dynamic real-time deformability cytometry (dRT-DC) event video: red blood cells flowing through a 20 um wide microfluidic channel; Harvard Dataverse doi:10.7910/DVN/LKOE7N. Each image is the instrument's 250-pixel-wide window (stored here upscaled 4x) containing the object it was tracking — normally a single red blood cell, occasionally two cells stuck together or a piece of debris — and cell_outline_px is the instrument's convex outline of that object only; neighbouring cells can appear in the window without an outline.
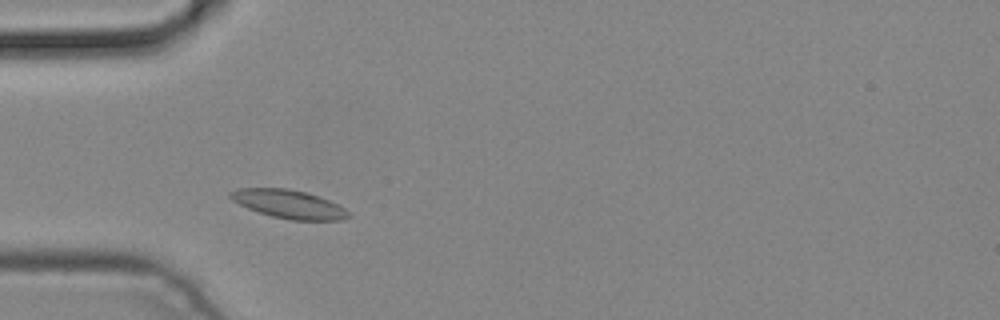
{"species": "common noctule bat (a hibernating species)", "species_latin": "Nyctalus noctula", "temperature_condition": "cold", "stored_images_in_passage": 6, "camera_frame_rate_fps": 3000, "um_per_image_px": 0.085, "animal": {"sex": "male", "body_mass_g": 19.2, "forearm_length_mm": 51.8}, "frame": {"image": 1, "passage_image": 4, "time_ms": 1.0, "image_size_px": [1000, 320], "cell_outline_px": [[352, 216], [344, 220], [292, 220], [272, 216], [248, 208], [232, 200], [228, 196], [228, 192], [236, 188], [288, 188], [308, 192], [328, 200], [344, 208]], "centroid_in_image_um": [24.54, 17.34], "position_along_channel_um": 60.5, "area_um2": 19.59}}
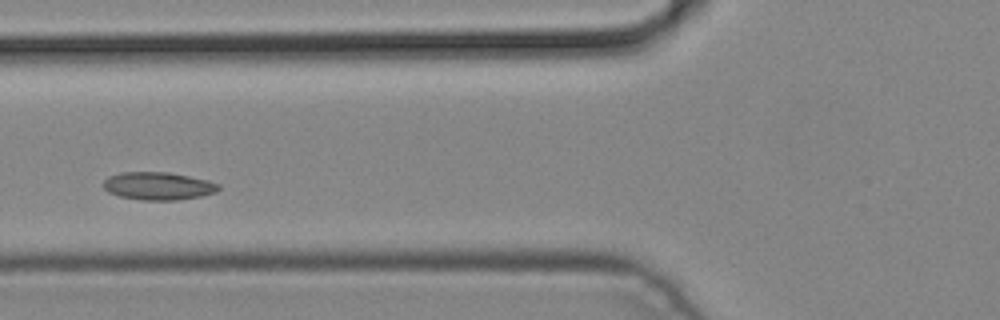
{"frame": {"image": 2, "passage_image": 5, "time_ms": 1.333, "image_size_px": [1000, 320], "cell_outline_px": [[220, 188], [216, 192], [200, 196], [176, 200], [140, 200], [120, 196], [108, 192], [104, 188], [104, 180], [108, 176], [120, 172], [168, 172], [208, 180], [220, 184]], "centroid_in_image_um": [13.44, 15.8], "position_along_channel_um": 112.4, "area_um2": 18.67}}
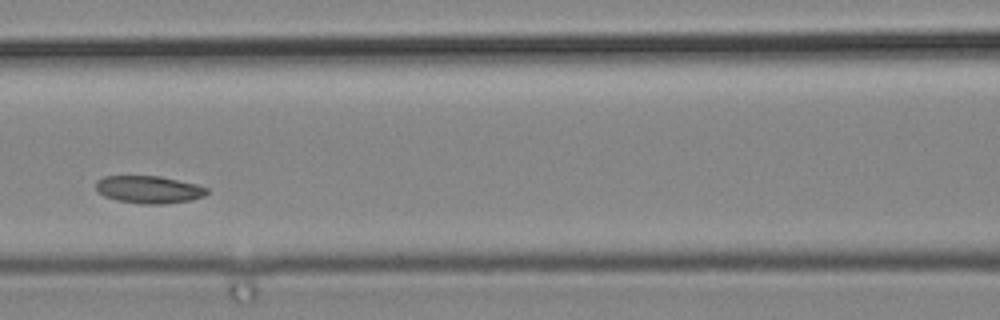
{"frame": {"image": 3, "passage_image": 6, "time_ms": 1.667, "image_size_px": [1000, 320], "cell_outline_px": [[208, 192], [204, 196], [192, 200], [164, 204], [140, 204], [116, 200], [104, 196], [96, 188], [96, 180], [104, 176], [160, 176], [196, 184], [208, 188]], "centroid_in_image_um": [12.66, 16.11], "position_along_channel_um": 153.9, "area_um2": 17.86}}